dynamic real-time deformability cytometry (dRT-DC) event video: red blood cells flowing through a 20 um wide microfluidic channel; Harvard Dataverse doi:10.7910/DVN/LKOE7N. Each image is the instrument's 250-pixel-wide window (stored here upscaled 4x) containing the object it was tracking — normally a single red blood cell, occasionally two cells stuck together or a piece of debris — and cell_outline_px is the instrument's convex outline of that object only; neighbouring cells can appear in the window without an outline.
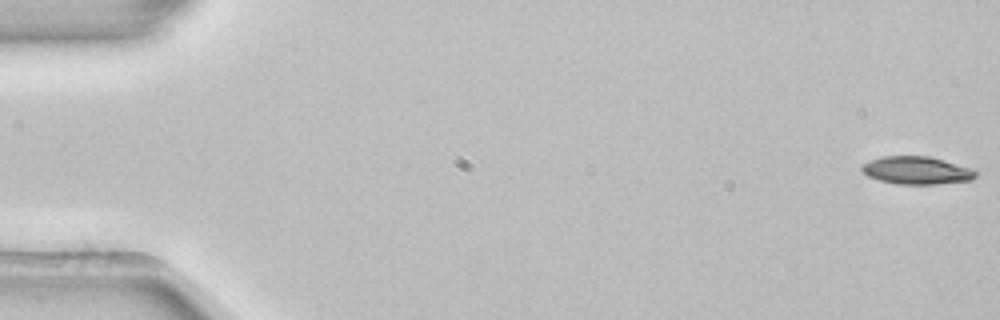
{"species": "common noctule bat (a hibernating species)", "species_latin": "Nyctalus noctula", "temperature_condition": "room temperature", "stored_images_in_passage": 4, "camera_frame_rate_fps": 3000, "um_per_image_px": 0.085, "animal": {"sex": "female", "body_mass_g": 22.7, "forearm_length_mm": 54.2}, "frame": {"image": 1, "passage_image": 1, "time_ms": 0.0, "image_size_px": [1000, 320], "cell_outline_px": [[980, 172], [972, 180], [936, 184], [896, 184], [880, 180], [868, 176], [860, 168], [864, 164], [880, 156], [928, 156], [976, 168]], "centroid_in_image_um": [78.01, 14.48], "position_along_channel_um": 7.0, "area_um2": 18.61}}
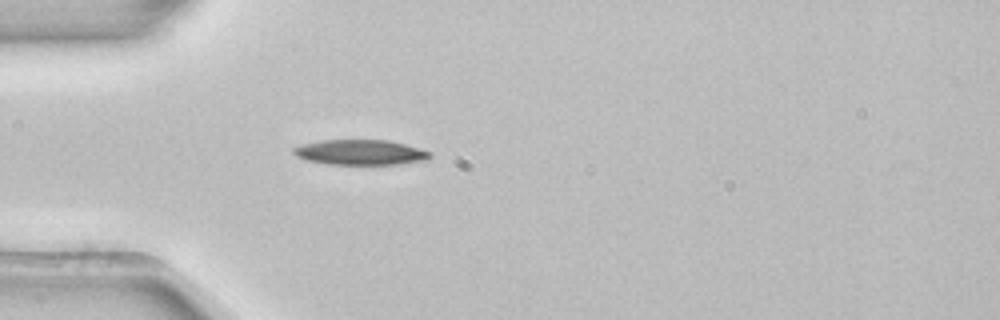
{"frame": {"image": 2, "passage_image": 4, "time_ms": 1.0, "image_size_px": [1000, 320], "cell_outline_px": [[432, 156], [428, 160], [396, 164], [328, 164], [304, 160], [296, 156], [292, 152], [292, 148], [300, 144], [320, 140], [388, 140], [404, 144], [432, 152]], "centroid_in_image_um": [30.59, 12.94], "position_along_channel_um": 54.4, "area_um2": 20.17}}